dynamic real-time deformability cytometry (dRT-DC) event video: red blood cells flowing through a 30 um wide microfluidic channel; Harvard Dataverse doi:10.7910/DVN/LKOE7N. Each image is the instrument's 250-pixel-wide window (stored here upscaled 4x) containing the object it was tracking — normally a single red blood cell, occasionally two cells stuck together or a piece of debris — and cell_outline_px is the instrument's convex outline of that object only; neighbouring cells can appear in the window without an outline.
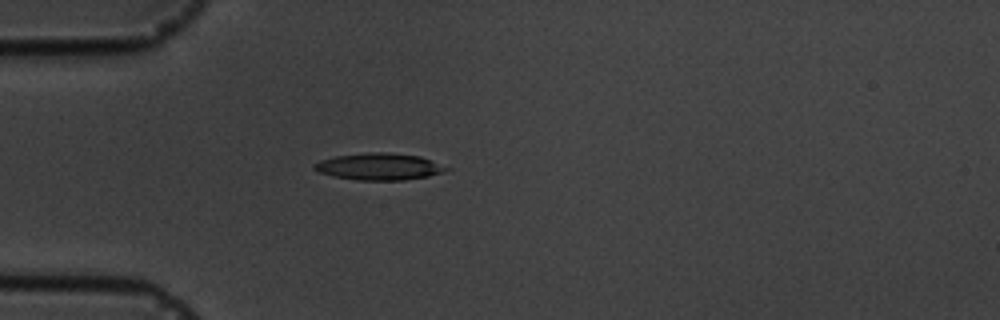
{"species": "common noctule bat (a hibernating species)", "species_latin": "Nyctalus noctula", "temperature_condition": "cold", "stored_images_in_passage": 1, "camera_frame_rate_fps": 3000, "um_per_image_px": 0.085, "animal": {"sex": "male", "body_mass_g": 19.5, "forearm_length_mm": 54.6}, "frame": {"image": 1, "passage_image": 1, "time_ms": 0.0, "image_size_px": [1000, 320], "cell_outline_px": [[452, 168], [444, 172], [428, 176], [404, 180], [356, 180], [336, 176], [320, 172], [312, 168], [312, 164], [320, 160], [336, 156], [368, 152], [388, 152], [420, 156], [432, 160]], "centroid_in_image_um": [32.26, 14.15], "position_along_channel_um": 52.7, "area_um2": 20.69}}